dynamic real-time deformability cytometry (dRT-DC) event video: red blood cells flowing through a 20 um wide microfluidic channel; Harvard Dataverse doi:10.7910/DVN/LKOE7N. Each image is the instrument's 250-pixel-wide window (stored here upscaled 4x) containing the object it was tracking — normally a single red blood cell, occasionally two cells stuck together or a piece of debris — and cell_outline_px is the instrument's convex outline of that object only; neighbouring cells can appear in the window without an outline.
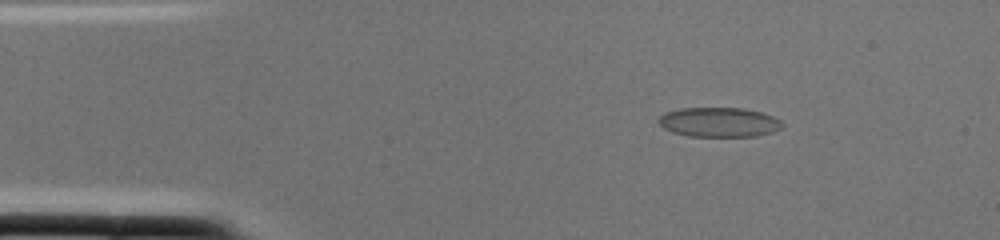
{"species": "common noctule bat (a hibernating species)", "species_latin": "Nyctalus noctula", "temperature_condition": "cold", "stored_images_in_passage": 2, "camera_frame_rate_fps": 3000, "um_per_image_px": 0.085, "animal": {"sex": "female", "body_mass_g": 22.0, "forearm_length_mm": 56.7}, "frame": {"image": 1, "passage_image": 1, "time_ms": 0.0, "image_size_px": [1000, 240], "cell_outline_px": [[784, 124], [780, 128], [772, 132], [756, 136], [688, 136], [672, 132], [664, 128], [656, 120], [664, 112], [680, 108], [744, 108], [760, 112], [772, 116], [780, 120]], "centroid_in_image_um": [61.09, 10.38], "position_along_channel_um": 23.9, "area_um2": 21.33}}